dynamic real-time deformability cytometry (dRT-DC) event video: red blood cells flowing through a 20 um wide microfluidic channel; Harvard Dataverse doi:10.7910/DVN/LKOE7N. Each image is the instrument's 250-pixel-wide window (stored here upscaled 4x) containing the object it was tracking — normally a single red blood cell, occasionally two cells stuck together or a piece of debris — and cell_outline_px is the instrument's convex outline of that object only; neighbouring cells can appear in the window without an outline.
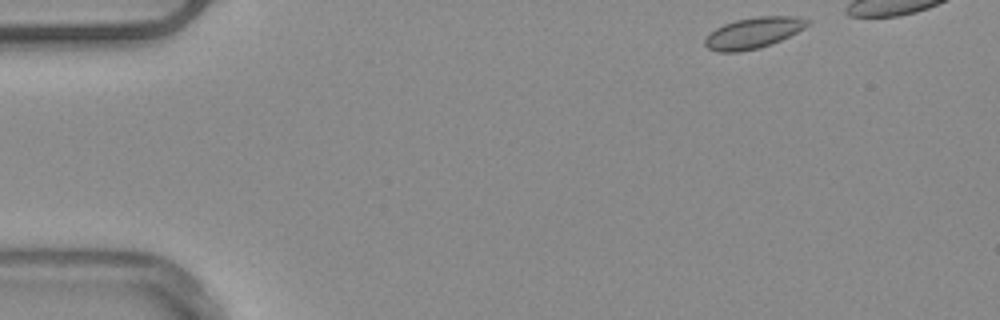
{"species": "common noctule bat (a hibernating species)", "species_latin": "Nyctalus noctula", "temperature_condition": "warm", "stored_images_in_passage": 41, "camera_frame_rate_fps": 3000, "um_per_image_px": 0.085, "animal": {"sex": "male", "body_mass_g": 20.4}, "frame": {"image": 1, "passage_image": 1, "time_ms": 0.0, "image_size_px": [1000, 320], "cell_outline_px": [[812, 20], [804, 28], [780, 40], [760, 48], [740, 52], [716, 52], [708, 48], [704, 44], [704, 40], [716, 28], [724, 24], [736, 20], [756, 16], [796, 16]], "centroid_in_image_um": [64.04, 2.79], "position_along_channel_um": 21.0, "area_um2": 18.44}}